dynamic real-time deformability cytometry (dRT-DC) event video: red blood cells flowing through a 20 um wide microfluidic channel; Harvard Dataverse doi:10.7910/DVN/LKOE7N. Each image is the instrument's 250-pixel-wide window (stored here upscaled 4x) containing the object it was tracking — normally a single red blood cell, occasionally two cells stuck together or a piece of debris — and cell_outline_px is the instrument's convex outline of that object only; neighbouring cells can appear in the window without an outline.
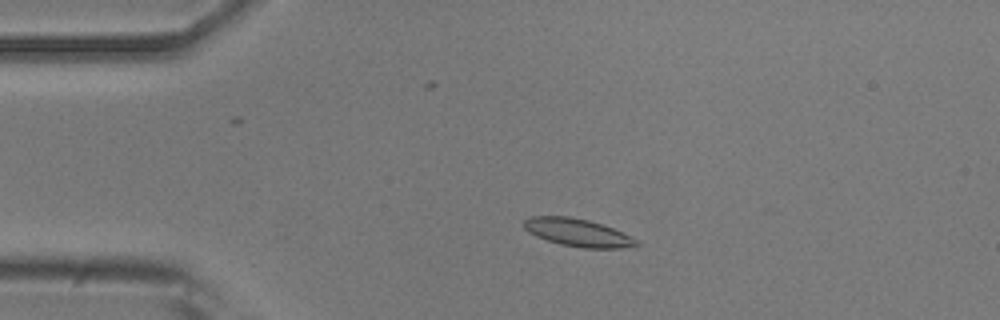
{"species": "common noctule bat (a hibernating species)", "species_latin": "Nyctalus noctula", "temperature_condition": "room temperature", "stored_images_in_passage": 12, "camera_frame_rate_fps": 3000, "um_per_image_px": 0.085, "animal": {"sex": "male", "body_mass_g": 20.5, "forearm_length_mm": 52.5}, "frame": {"image": 1, "passage_image": 1, "time_ms": 0.0, "image_size_px": [1000, 320], "cell_outline_px": [[640, 244], [636, 248], [584, 248], [560, 244], [536, 236], [528, 232], [524, 228], [524, 220], [532, 216], [568, 216], [588, 220], [612, 228], [636, 240]], "centroid_in_image_um": [49.11, 19.78], "position_along_channel_um": 35.9, "area_um2": 18.03}}
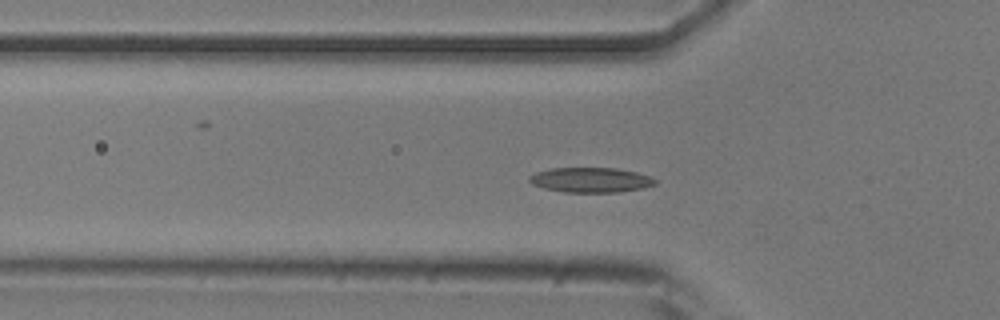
{"frame": {"image": 2, "passage_image": 7, "time_ms": 2.0, "image_size_px": [1000, 320], "cell_outline_px": [[656, 184], [644, 188], [620, 192], [564, 192], [544, 188], [532, 184], [528, 180], [528, 176], [536, 172], [552, 168], [616, 168], [636, 172], [652, 176], [656, 180]], "centroid_in_image_um": [50.23, 15.29], "position_along_channel_um": 75.6, "area_um2": 18.38}}
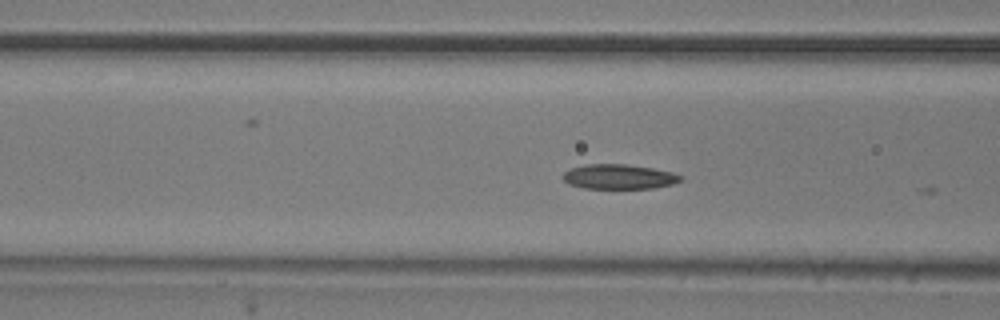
{"frame": {"image": 3, "passage_image": 10, "time_ms": 3.0, "image_size_px": [1000, 320], "cell_outline_px": [[684, 176], [680, 180], [672, 184], [652, 188], [584, 188], [568, 184], [560, 176], [564, 172], [572, 168], [588, 164], [624, 164], [652, 168], [672, 172]], "centroid_in_image_um": [52.58, 15.02], "position_along_channel_um": 114.0, "area_um2": 16.88}}